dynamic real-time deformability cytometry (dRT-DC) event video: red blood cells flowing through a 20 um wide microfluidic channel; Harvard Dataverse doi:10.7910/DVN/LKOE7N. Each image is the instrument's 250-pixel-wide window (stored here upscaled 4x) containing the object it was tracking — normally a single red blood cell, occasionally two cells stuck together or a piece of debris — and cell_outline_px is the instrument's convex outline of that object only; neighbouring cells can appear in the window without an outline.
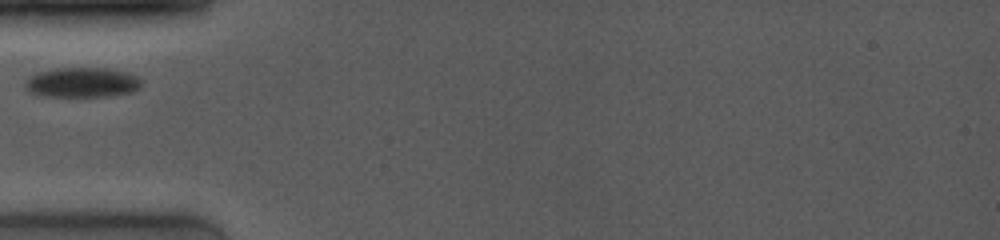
{"species": "common noctule bat (a hibernating species)", "species_latin": "Nyctalus noctula", "temperature_condition": "room temperature", "stored_images_in_passage": 2, "camera_frame_rate_fps": 4000, "um_per_image_px": 0.085, "animal": {"sex": "female", "body_mass_g": 19.0, "forearm_length_mm": 53.3}, "frame": {"image": 1, "passage_image": 1, "time_ms": 0.0, "image_size_px": [1000, 240], "cell_outline_px": [[140, 88], [132, 92], [108, 96], [36, 96], [24, 84], [24, 80], [28, 76], [36, 72], [56, 68], [104, 68], [128, 72], [140, 76]], "centroid_in_image_um": [6.97, 7.0], "position_along_channel_um": 78.0, "area_um2": 20.46}}